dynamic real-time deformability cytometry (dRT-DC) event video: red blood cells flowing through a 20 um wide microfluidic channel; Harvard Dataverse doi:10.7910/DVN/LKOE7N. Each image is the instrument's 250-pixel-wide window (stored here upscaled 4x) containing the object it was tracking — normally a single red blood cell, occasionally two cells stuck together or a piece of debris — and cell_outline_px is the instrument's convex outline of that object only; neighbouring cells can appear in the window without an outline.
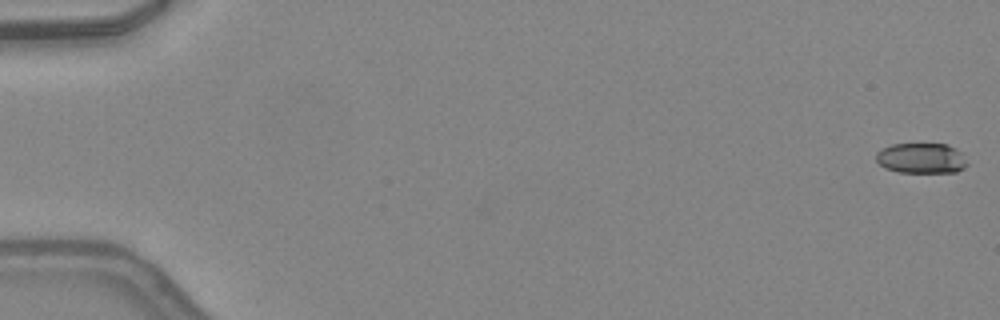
{"species": "common noctule bat (a hibernating species)", "species_latin": "Nyctalus noctula", "temperature_condition": "warm", "stored_images_in_passage": 23, "camera_frame_rate_fps": 3000, "um_per_image_px": 0.085, "animal": {"sex": "female", "body_mass_g": 24.6, "forearm_length_mm": 56.2}, "frame": {"image": 1, "passage_image": 1, "time_ms": 0.0, "image_size_px": [1000, 320], "cell_outline_px": [[968, 164], [964, 168], [956, 172], [900, 172], [884, 168], [876, 160], [876, 152], [880, 148], [892, 144], [948, 144], [956, 148], [960, 152]], "centroid_in_image_um": [78.29, 13.44], "position_along_channel_um": 6.7, "area_um2": 16.18}}
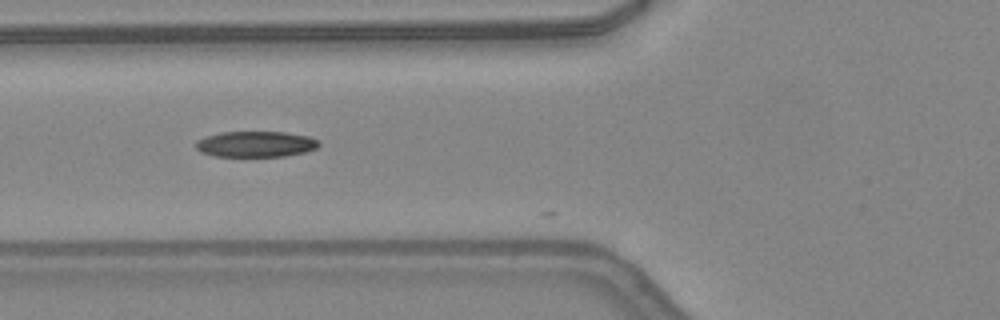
{"frame": {"image": 2, "passage_image": 20, "time_ms": 6.333, "image_size_px": [1000, 320], "cell_outline_px": [[320, 144], [316, 148], [304, 152], [284, 156], [216, 156], [200, 152], [196, 148], [196, 140], [220, 132], [284, 132], [308, 136], [316, 140]], "centroid_in_image_um": [21.71, 12.25], "position_along_channel_um": 104.1, "area_um2": 18.32}}